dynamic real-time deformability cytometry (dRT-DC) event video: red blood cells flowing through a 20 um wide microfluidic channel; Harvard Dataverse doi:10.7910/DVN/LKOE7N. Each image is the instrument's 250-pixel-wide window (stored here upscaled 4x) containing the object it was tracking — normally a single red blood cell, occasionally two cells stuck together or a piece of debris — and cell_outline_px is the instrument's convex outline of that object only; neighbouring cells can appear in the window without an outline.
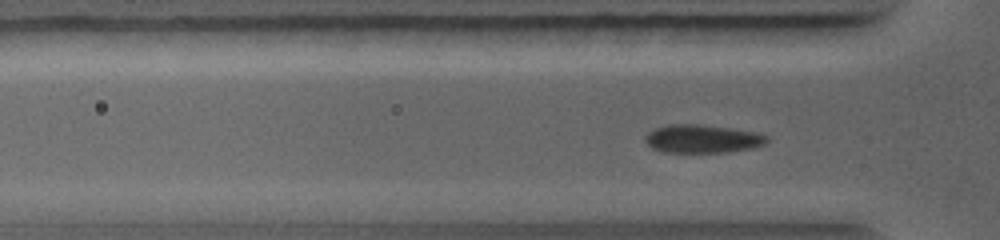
{"species": "common noctule bat (a hibernating species)", "species_latin": "Nyctalus noctula", "temperature_condition": "warm", "stored_images_in_passage": 39, "camera_frame_rate_fps": 5000, "um_per_image_px": 0.085, "animal": {"sex": "female", "body_mass_g": 19.0, "forearm_length_mm": 56.7}, "frame": {"image": 1, "passage_image": 11, "time_ms": 2.6, "image_size_px": [1000, 240], "cell_outline_px": [[768, 140], [764, 144], [752, 148], [724, 152], [660, 152], [652, 148], [644, 140], [644, 136], [648, 132], [656, 128], [668, 124], [696, 124], [728, 128], [752, 132], [768, 136]], "centroid_in_image_um": [59.64, 11.8], "position_along_channel_um": 66.2, "area_um2": 19.83}}
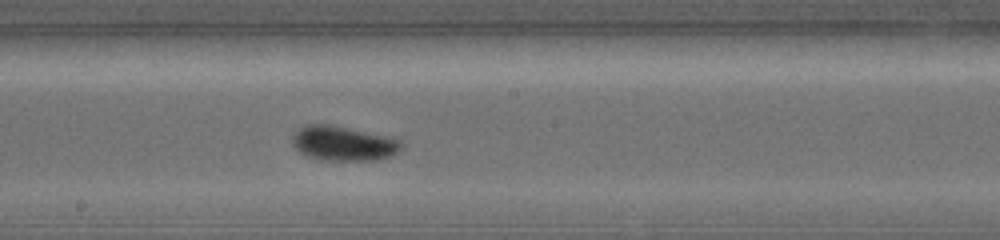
{"frame": {"image": 2, "passage_image": 23, "time_ms": 5.6, "image_size_px": [1000, 240], "cell_outline_px": [[404, 144], [396, 152], [388, 156], [372, 160], [316, 160], [300, 152], [292, 144], [292, 136], [300, 128], [308, 124], [320, 124], [400, 140]], "centroid_in_image_um": [29.1, 12.23], "position_along_channel_um": 219.1, "area_um2": 20.98}}
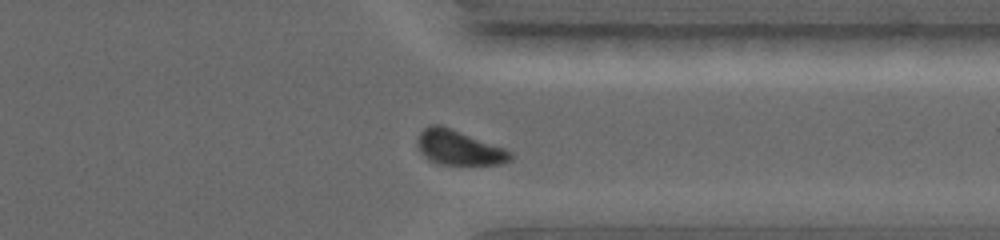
{"frame": {"image": 3, "passage_image": 35, "time_ms": 8.6, "image_size_px": [1000, 240], "cell_outline_px": [[512, 160], [500, 164], [440, 164], [428, 160], [420, 152], [416, 144], [416, 140], [420, 132], [428, 124], [440, 124], [504, 148], [512, 152]], "centroid_in_image_um": [38.96, 12.54], "position_along_channel_um": 372.4, "area_um2": 18.84}}